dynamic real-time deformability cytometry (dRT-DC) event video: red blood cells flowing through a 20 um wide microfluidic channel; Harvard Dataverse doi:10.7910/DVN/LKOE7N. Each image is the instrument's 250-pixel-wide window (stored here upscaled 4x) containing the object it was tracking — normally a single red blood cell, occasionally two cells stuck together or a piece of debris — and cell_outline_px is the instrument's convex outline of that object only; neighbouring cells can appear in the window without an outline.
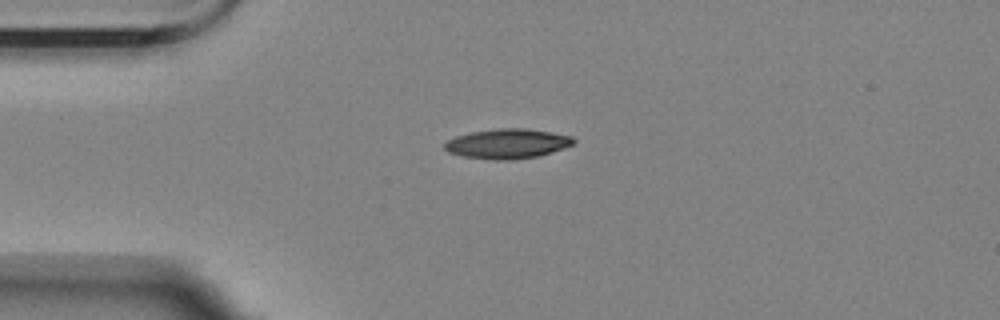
{"species": "Egyptian fruit bat (a non-hibernating species)", "species_latin": "Rousettus aegyptiacus", "temperature_condition": "room temperature", "stored_images_in_passage": 4, "camera_frame_rate_fps": 3000, "um_per_image_px": 0.085, "animal": {"sex": "female"}, "frame": {"image": 1, "passage_image": 1, "time_ms": 0.0, "image_size_px": [1000, 320], "cell_outline_px": [[576, 140], [572, 144], [564, 148], [552, 152], [536, 156], [512, 160], [492, 160], [460, 156], [448, 152], [444, 148], [444, 144], [448, 140], [456, 136], [472, 132], [496, 128], [524, 128], [572, 136]], "centroid_in_image_um": [43.1, 12.22], "position_along_channel_um": 41.9, "area_um2": 22.31}}
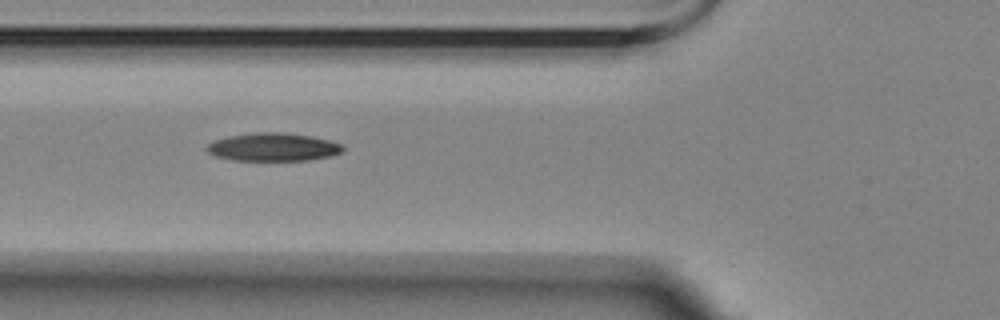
{"frame": {"image": 2, "passage_image": 3, "time_ms": 2.333, "image_size_px": [1000, 320], "cell_outline_px": [[344, 148], [340, 152], [328, 156], [308, 160], [232, 160], [216, 156], [208, 152], [204, 148], [208, 144], [216, 140], [228, 136], [256, 132], [284, 132], [312, 136], [328, 140], [340, 144]], "centroid_in_image_um": [23.18, 12.49], "position_along_channel_um": 102.6, "area_um2": 22.08}}
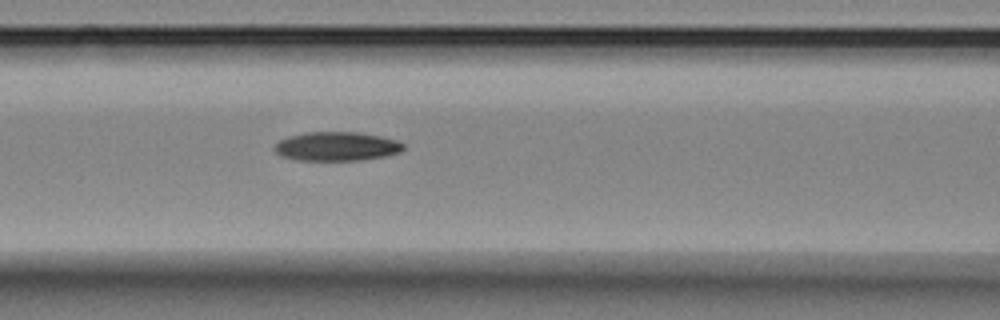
{"frame": {"image": 3, "passage_image": 4, "time_ms": 3.333, "image_size_px": [1000, 320], "cell_outline_px": [[404, 148], [400, 152], [384, 156], [360, 160], [296, 160], [280, 156], [272, 148], [280, 140], [288, 136], [304, 132], [360, 132], [380, 136], [396, 140], [404, 144]], "centroid_in_image_um": [28.58, 12.44], "position_along_channel_um": 138.0, "area_um2": 21.85}}